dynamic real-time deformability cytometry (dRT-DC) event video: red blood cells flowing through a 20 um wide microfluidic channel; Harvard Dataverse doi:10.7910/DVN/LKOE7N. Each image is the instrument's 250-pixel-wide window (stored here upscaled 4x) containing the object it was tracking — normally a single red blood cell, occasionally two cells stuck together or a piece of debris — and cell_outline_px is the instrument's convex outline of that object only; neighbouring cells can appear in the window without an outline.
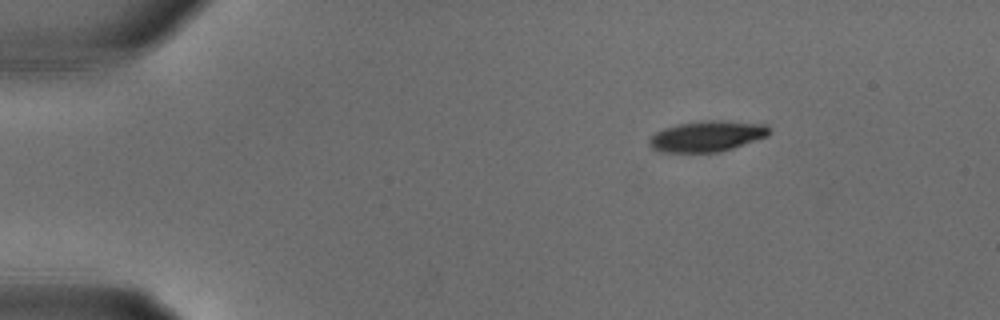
{"species": "common noctule bat (a hibernating species)", "species_latin": "Nyctalus noctula", "temperature_condition": "warm", "stored_images_in_passage": 15, "camera_frame_rate_fps": 3000, "um_per_image_px": 0.085, "animal": {"sex": "male", "body_mass_g": 18.8}, "frame": {"image": 1, "passage_image": 1, "time_ms": 0.0, "image_size_px": [1000, 320], "cell_outline_px": [[768, 136], [720, 152], [660, 152], [652, 148], [648, 144], [648, 140], [656, 132], [664, 128], [676, 124], [700, 120], [720, 120], [764, 124], [768, 128]], "centroid_in_image_um": [60.05, 11.57], "position_along_channel_um": 25.0, "area_um2": 21.5}}
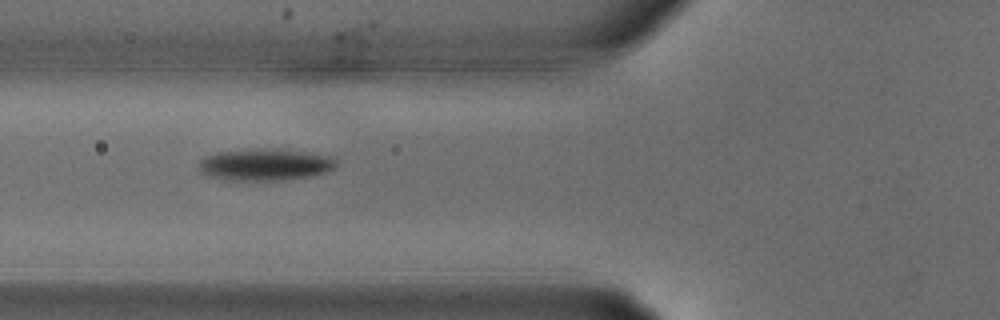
{"frame": {"image": 2, "passage_image": 8, "time_ms": 2.333, "image_size_px": [1000, 320], "cell_outline_px": [[336, 164], [328, 172], [312, 176], [284, 180], [224, 180], [204, 176], [196, 168], [196, 164], [204, 156], [216, 152], [256, 148], [272, 148], [336, 156]], "centroid_in_image_um": [22.46, 13.99], "position_along_channel_um": 103.3, "area_um2": 26.18}}
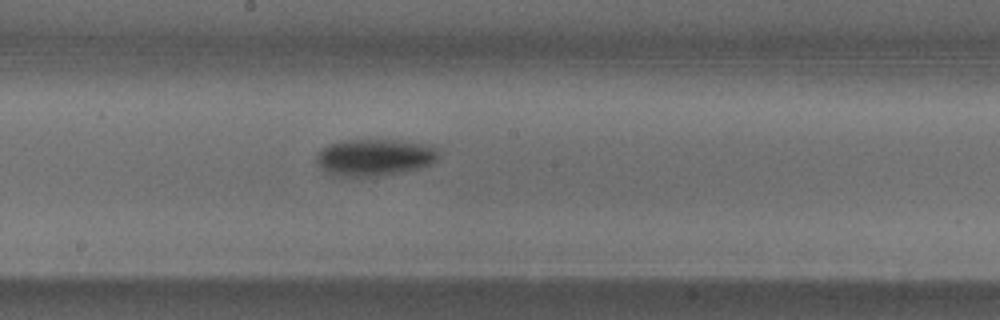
{"frame": {"image": 3, "passage_image": 13, "time_ms": 4.0, "image_size_px": [1000, 320], "cell_outline_px": [[440, 156], [432, 164], [420, 168], [404, 172], [380, 176], [332, 176], [316, 164], [316, 152], [320, 148], [344, 140], [396, 140], [428, 144], [436, 148], [440, 152]], "centroid_in_image_um": [31.84, 13.38], "position_along_channel_um": 216.4, "area_um2": 26.65}}